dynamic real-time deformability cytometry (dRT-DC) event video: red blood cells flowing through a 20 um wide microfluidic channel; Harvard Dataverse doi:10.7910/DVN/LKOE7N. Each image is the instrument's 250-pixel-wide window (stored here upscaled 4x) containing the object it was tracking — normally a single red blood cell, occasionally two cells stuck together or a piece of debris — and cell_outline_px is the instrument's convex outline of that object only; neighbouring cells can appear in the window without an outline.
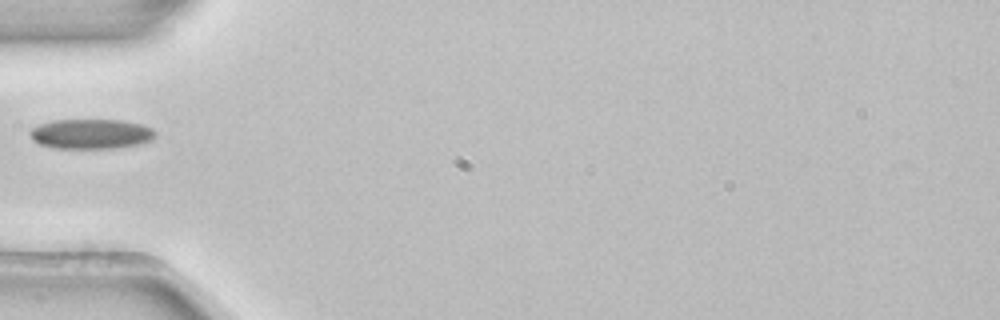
{"species": "common noctule bat (a hibernating species)", "species_latin": "Nyctalus noctula", "temperature_condition": "room temperature", "stored_images_in_passage": 5, "camera_frame_rate_fps": 3000, "um_per_image_px": 0.085, "animal": {"sex": "female", "body_mass_g": 22.7, "forearm_length_mm": 54.2}, "frame": {"image": 1, "passage_image": 5, "time_ms": 1.333, "image_size_px": [1000, 320], "cell_outline_px": [[156, 136], [152, 140], [140, 144], [116, 148], [52, 148], [40, 144], [32, 140], [28, 132], [32, 128], [40, 124], [52, 120], [120, 120], [144, 124], [152, 128], [156, 132]], "centroid_in_image_um": [7.75, 11.38], "position_along_channel_um": 77.2, "area_um2": 22.08}}